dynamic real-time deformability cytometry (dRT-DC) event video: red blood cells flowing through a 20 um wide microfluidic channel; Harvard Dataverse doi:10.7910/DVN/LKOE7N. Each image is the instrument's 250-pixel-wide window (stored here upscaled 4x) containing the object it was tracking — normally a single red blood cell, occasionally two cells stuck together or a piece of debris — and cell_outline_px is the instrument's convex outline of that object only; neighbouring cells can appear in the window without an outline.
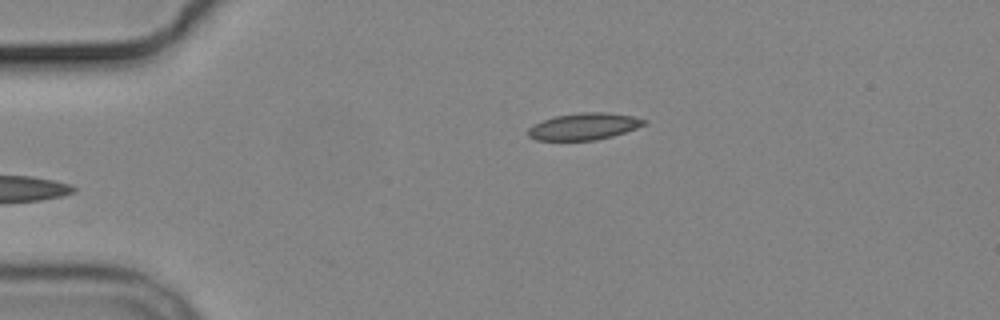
{"species": "common noctule bat (a hibernating species)", "species_latin": "Nyctalus noctula", "temperature_condition": "cold", "stored_images_in_passage": 4, "camera_frame_rate_fps": 3000, "um_per_image_px": 0.085, "animal": {"sex": "male", "body_mass_g": 19.2, "forearm_length_mm": 51.8}, "frame": {"image": 1, "passage_image": 4, "time_ms": 3.333, "image_size_px": [1000, 320], "cell_outline_px": [[648, 124], [612, 136], [596, 140], [536, 140], [528, 136], [528, 128], [544, 120], [556, 116], [580, 112], [608, 112], [632, 116], [648, 120]], "centroid_in_image_um": [49.68, 10.74], "position_along_channel_um": 35.3, "area_um2": 18.03}}